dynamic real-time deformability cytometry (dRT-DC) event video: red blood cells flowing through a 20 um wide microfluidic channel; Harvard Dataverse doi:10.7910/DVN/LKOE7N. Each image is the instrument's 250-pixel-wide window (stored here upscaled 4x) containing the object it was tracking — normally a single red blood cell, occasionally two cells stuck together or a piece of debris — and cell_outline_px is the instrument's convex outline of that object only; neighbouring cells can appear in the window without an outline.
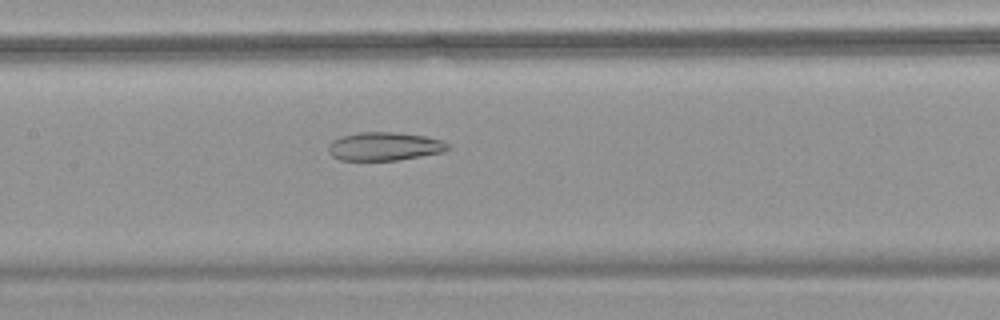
{"species": "common noctule bat (a hibernating species)", "species_latin": "Nyctalus noctula", "temperature_condition": "warm", "stored_images_in_passage": 56, "camera_frame_rate_fps": 3000, "um_per_image_px": 0.085, "animal": {"sex": "female", "body_mass_g": 18.4}, "frame": {"image": 1, "passage_image": 28, "time_ms": 9.0, "image_size_px": [1000, 320], "cell_outline_px": [[452, 148], [444, 152], [396, 160], [340, 160], [332, 156], [328, 152], [328, 144], [332, 140], [340, 136], [356, 132], [396, 132], [424, 136], [440, 140], [448, 144]], "centroid_in_image_um": [32.64, 12.43], "position_along_channel_um": 174.8, "area_um2": 19.88}}
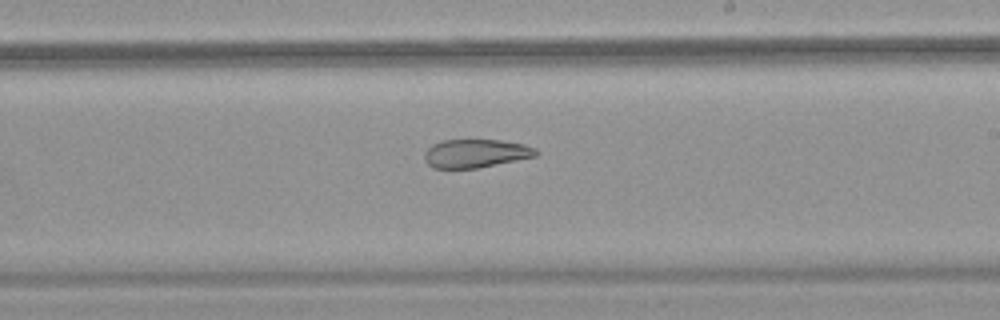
{"frame": {"image": 2, "passage_image": 34, "time_ms": 11.0, "image_size_px": [1000, 320], "cell_outline_px": [[540, 152], [536, 156], [476, 168], [432, 168], [424, 160], [424, 152], [432, 144], [440, 140], [500, 140], [524, 144], [536, 148]], "centroid_in_image_um": [40.41, 13.03], "position_along_channel_um": 248.6, "area_um2": 18.5}}
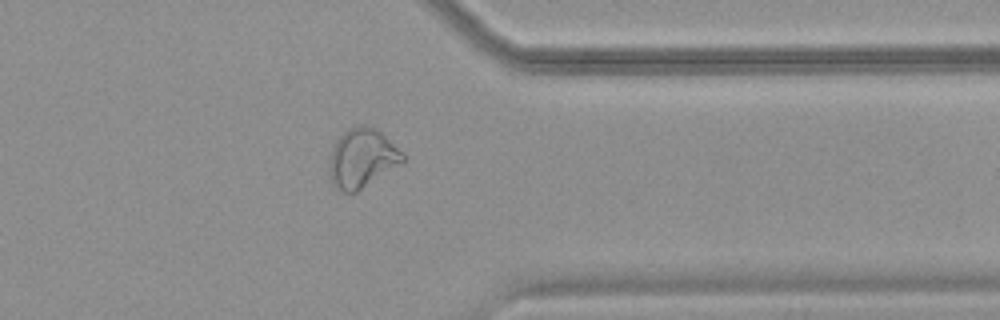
{"frame": {"image": 3, "passage_image": 45, "time_ms": 14.667, "image_size_px": [1000, 320], "cell_outline_px": [[404, 160], [400, 164], [356, 192], [336, 192], [328, 176], [328, 160], [332, 144], [348, 128], [360, 124], [364, 124], [376, 128], [404, 152]], "centroid_in_image_um": [30.71, 13.45], "position_along_channel_um": 380.7, "area_um2": 25.78}, "authors_computed_cell_mechanics": {"area_um2": 27.1949, "velocity_mm_per_s": 3.7252, "shape_relaxation_time_tau1_ms": null, "shape_relaxation_time_tau2_ms": 3.4468, "deformation_change_tau1": null, "deformation_change_tau2": 0.1148}}